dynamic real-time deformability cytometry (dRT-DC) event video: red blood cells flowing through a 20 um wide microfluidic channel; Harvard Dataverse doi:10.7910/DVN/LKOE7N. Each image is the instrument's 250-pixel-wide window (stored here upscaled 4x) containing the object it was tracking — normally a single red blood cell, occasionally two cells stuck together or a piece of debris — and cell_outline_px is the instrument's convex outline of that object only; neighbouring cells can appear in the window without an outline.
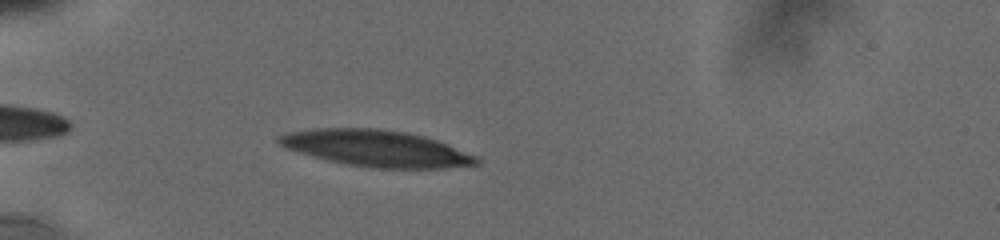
{"species": "human", "species_latin": "Homo sapiens", "temperature_condition": "cold", "stored_images_in_passage": 36, "camera_frame_rate_fps": 3000, "um_per_image_px": 0.085, "donor": {"sex": "male"}, "frame": {"image": 1, "passage_image": 3, "time_ms": 1.0, "image_size_px": [1000, 240], "cell_outline_px": [[480, 164], [444, 168], [372, 168], [348, 164], [328, 160], [312, 156], [284, 148], [276, 140], [276, 136], [288, 132], [316, 128], [376, 128], [408, 132], [424, 136], [448, 144], [476, 156], [480, 160]], "centroid_in_image_um": [31.97, 12.6], "position_along_channel_um": 53.0, "area_um2": 41.96}}
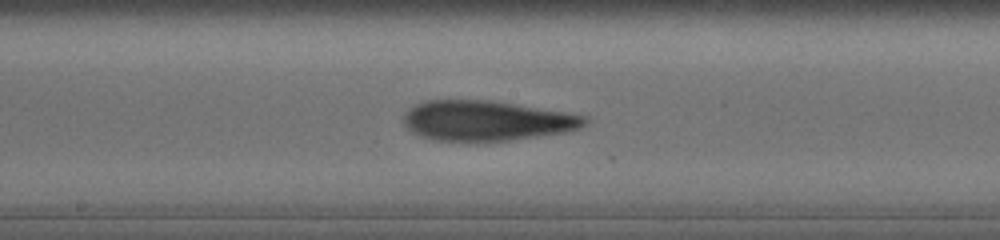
{"frame": {"image": 2, "passage_image": 15, "time_ms": 5.667, "image_size_px": [1000, 240], "cell_outline_px": [[588, 120], [580, 128], [564, 132], [508, 140], [476, 144], [436, 140], [420, 136], [412, 132], [404, 124], [404, 116], [416, 104], [428, 100], [488, 100], [564, 112], [588, 116]], "centroid_in_image_um": [41.33, 10.29], "position_along_channel_um": 206.9, "area_um2": 42.48}}
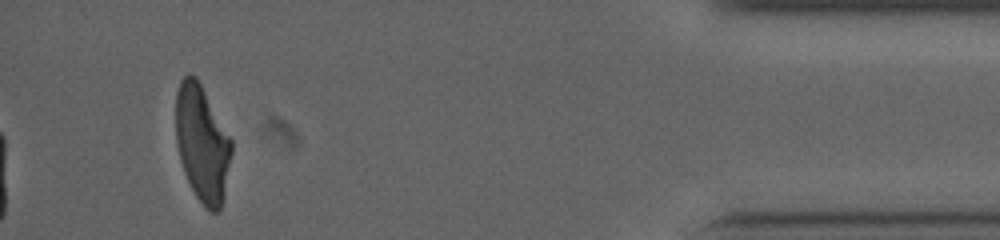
{"frame": {"image": 3, "passage_image": 33, "time_ms": 12.667, "image_size_px": [1000, 240], "cell_outline_px": [[232, 152], [224, 192], [220, 208], [216, 212], [212, 212], [204, 208], [196, 196], [184, 172], [180, 160], [176, 144], [176, 92], [180, 80], [188, 72], [196, 76], [232, 140]], "centroid_in_image_um": [17.16, 12.17], "position_along_channel_um": 418.0, "area_um2": 37.63}, "authors_computed_cell_mechanics": {"area_um2": 41.4715, "velocity_mm_per_s": 3.7982, "shape_relaxation_time_tau1_ms": null, "shape_relaxation_time_tau2_ms": 3.457, "deformation_change_tau1": null, "deformation_change_tau2": 0.1312}}